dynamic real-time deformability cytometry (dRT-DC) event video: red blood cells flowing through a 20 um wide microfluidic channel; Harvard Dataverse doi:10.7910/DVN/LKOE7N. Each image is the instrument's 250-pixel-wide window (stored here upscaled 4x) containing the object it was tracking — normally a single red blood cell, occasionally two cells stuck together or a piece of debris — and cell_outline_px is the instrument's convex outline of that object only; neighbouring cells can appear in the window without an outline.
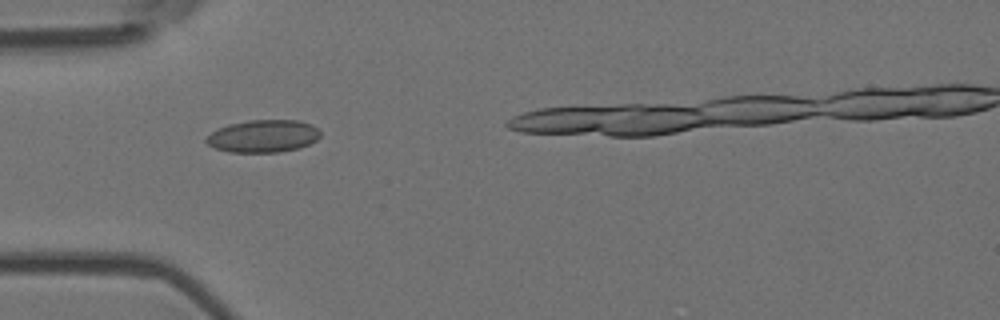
{"species": "Egyptian fruit bat (a non-hibernating species)", "species_latin": "Rousettus aegyptiacus", "temperature_condition": "room temperature", "stored_images_in_passage": 5, "camera_frame_rate_fps": 3000, "um_per_image_px": 0.085, "animal": {"sex": "female"}, "frame": {"image": 1, "passage_image": 2, "time_ms": 0.333, "image_size_px": [1000, 320], "cell_outline_px": [[320, 136], [316, 140], [308, 144], [296, 148], [276, 152], [228, 152], [216, 148], [208, 144], [204, 140], [212, 132], [228, 124], [248, 120], [300, 120], [312, 124], [320, 132]], "centroid_in_image_um": [22.37, 11.56], "position_along_channel_um": 62.6, "area_um2": 21.44}}
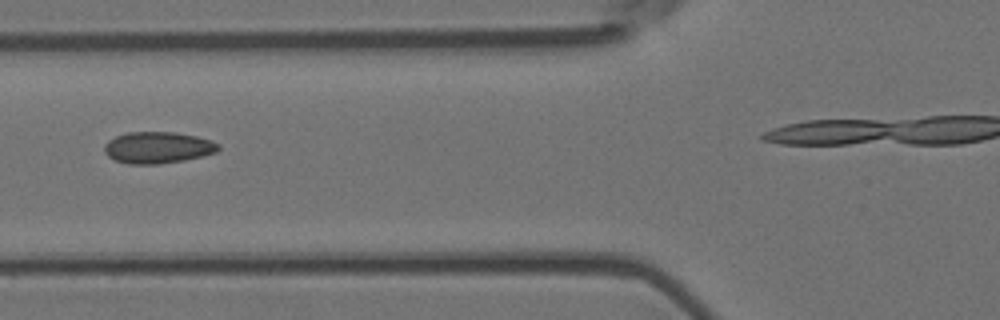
{"frame": {"image": 2, "passage_image": 3, "time_ms": 0.667, "image_size_px": [1000, 320], "cell_outline_px": [[220, 148], [216, 152], [184, 160], [160, 164], [128, 164], [116, 160], [108, 156], [104, 152], [104, 144], [108, 140], [116, 136], [128, 132], [176, 132], [196, 136], [220, 144]], "centroid_in_image_um": [13.38, 12.54], "position_along_channel_um": 112.4, "area_um2": 20.92}}
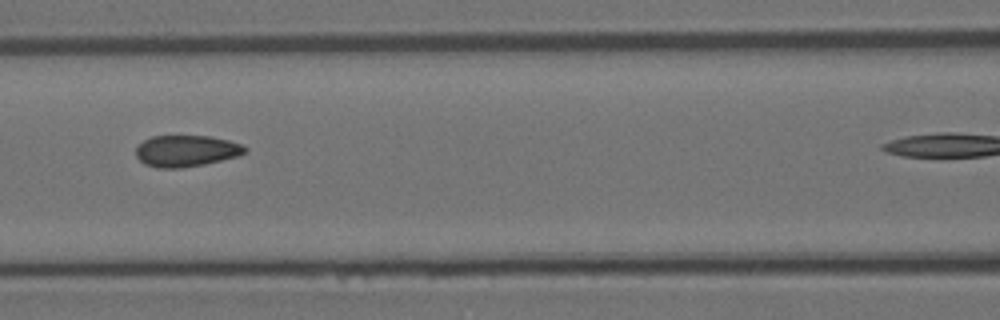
{"frame": {"image": 3, "passage_image": 4, "time_ms": 1.0, "image_size_px": [1000, 320], "cell_outline_px": [[248, 152], [240, 156], [204, 164], [180, 168], [156, 168], [144, 164], [136, 156], [136, 148], [144, 140], [152, 136], [208, 136], [228, 140], [240, 144], [248, 148]], "centroid_in_image_um": [15.85, 12.83], "position_along_channel_um": 150.8, "area_um2": 20.06}}